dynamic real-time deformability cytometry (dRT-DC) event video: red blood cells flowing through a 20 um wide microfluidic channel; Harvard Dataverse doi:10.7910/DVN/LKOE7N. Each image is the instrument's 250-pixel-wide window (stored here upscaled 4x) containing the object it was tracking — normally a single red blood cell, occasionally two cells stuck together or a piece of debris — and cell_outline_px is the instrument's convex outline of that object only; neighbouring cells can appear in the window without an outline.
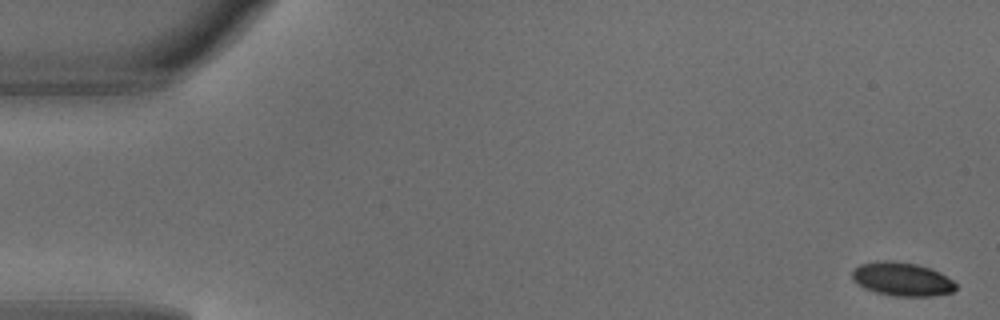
{"species": "common noctule bat (a hibernating species)", "species_latin": "Nyctalus noctula", "temperature_condition": "warm", "stored_images_in_passage": 7, "camera_frame_rate_fps": 3000, "um_per_image_px": 0.085, "animal": {"sex": "male", "body_mass_g": 18.8}, "frame": {"image": 1, "passage_image": 1, "time_ms": 0.0, "image_size_px": [1000, 320], "cell_outline_px": [[956, 288], [952, 292], [932, 296], [896, 296], [876, 292], [864, 288], [852, 280], [852, 268], [860, 264], [876, 260], [892, 260], [916, 264], [932, 268], [940, 272], [952, 280], [956, 284]], "centroid_in_image_um": [76.64, 23.71], "position_along_channel_um": 8.4, "area_um2": 20.52}}
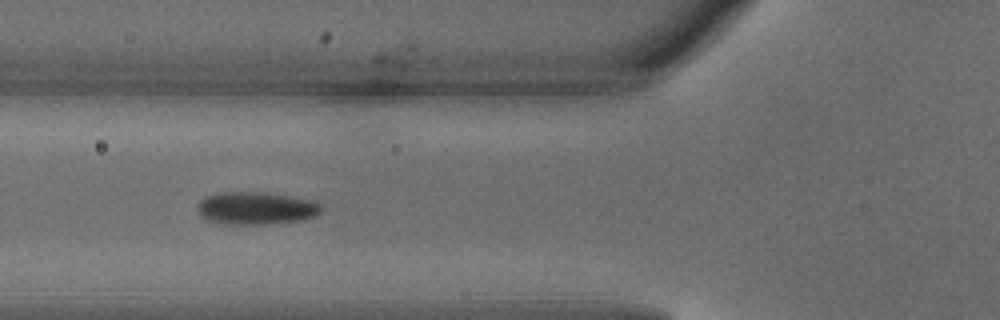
{"frame": {"image": 2, "passage_image": 6, "time_ms": 1.667, "image_size_px": [1000, 320], "cell_outline_px": [[320, 212], [312, 216], [300, 220], [268, 224], [228, 224], [208, 220], [200, 216], [196, 208], [200, 200], [204, 196], [216, 192], [260, 192], [288, 196], [308, 200], [320, 204]], "centroid_in_image_um": [21.66, 17.69], "position_along_channel_um": 104.1, "area_um2": 23.29}}
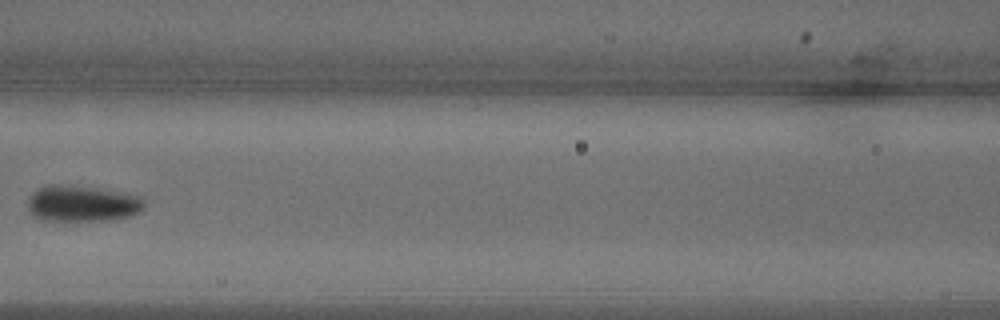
{"frame": {"image": 3, "passage_image": 7, "time_ms": 2.0, "image_size_px": [1000, 320], "cell_outline_px": [[144, 208], [140, 212], [132, 216], [108, 220], [64, 224], [40, 220], [28, 208], [28, 200], [40, 188], [48, 184], [68, 184], [96, 188], [140, 196], [144, 200]], "centroid_in_image_um": [6.99, 17.36], "position_along_channel_um": 159.6, "area_um2": 25.32}}